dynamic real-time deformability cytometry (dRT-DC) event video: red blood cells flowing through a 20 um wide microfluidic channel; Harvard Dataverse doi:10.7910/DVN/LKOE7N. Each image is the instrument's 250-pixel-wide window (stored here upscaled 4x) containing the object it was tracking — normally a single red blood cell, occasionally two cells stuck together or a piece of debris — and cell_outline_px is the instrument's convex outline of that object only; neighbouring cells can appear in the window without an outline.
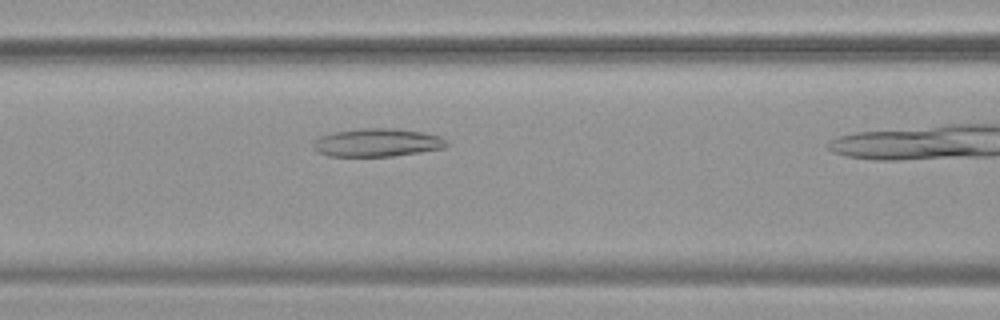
{"species": "common noctule bat (a hibernating species)", "species_latin": "Nyctalus noctula", "temperature_condition": "warm", "stored_images_in_passage": 35, "camera_frame_rate_fps": 3000, "um_per_image_px": 0.085, "animal": {"sex": "female", "body_mass_g": 19.9}, "frame": {"image": 1, "passage_image": 18, "time_ms": 5.667, "image_size_px": [1000, 320], "cell_outline_px": [[452, 144], [444, 148], [420, 152], [392, 156], [328, 156], [312, 148], [312, 140], [320, 136], [336, 132], [360, 128], [396, 128], [420, 132], [440, 136], [448, 140]], "centroid_in_image_um": [32.08, 12.12], "position_along_channel_um": 134.5, "area_um2": 22.02}}
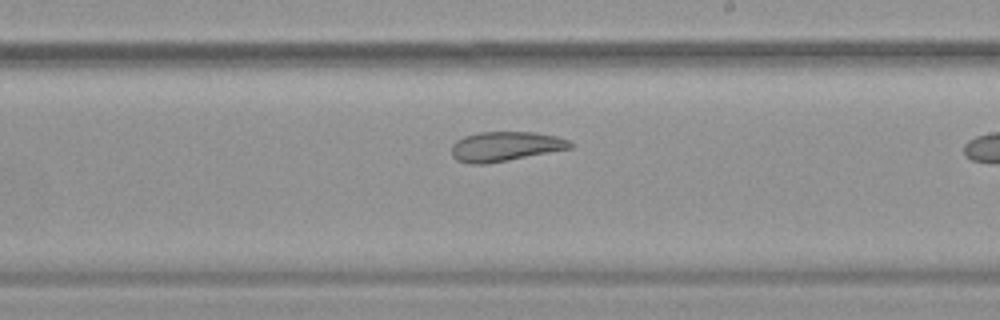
{"frame": {"image": 2, "passage_image": 27, "time_ms": 8.667, "image_size_px": [1000, 320], "cell_outline_px": [[572, 148], [508, 160], [484, 164], [468, 164], [456, 160], [452, 156], [452, 144], [456, 140], [464, 136], [480, 132], [532, 132], [556, 136], [568, 140], [572, 144]], "centroid_in_image_um": [42.91, 12.45], "position_along_channel_um": 246.1, "area_um2": 20.4}}
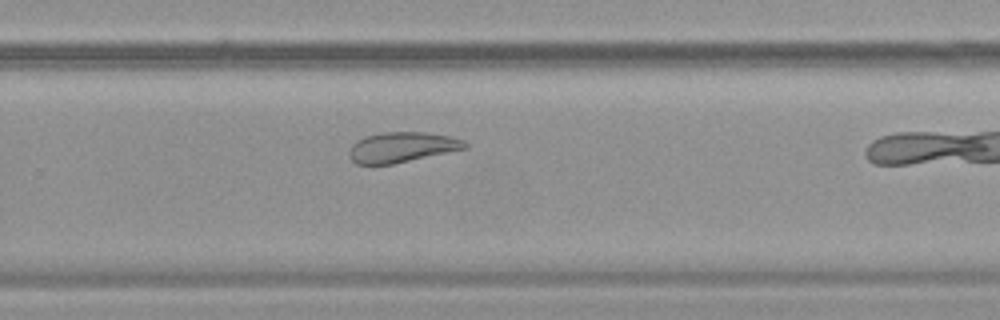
{"frame": {"image": 3, "passage_image": 31, "time_ms": 10.0, "image_size_px": [1000, 320], "cell_outline_px": [[468, 148], [392, 164], [356, 164], [348, 156], [348, 152], [352, 144], [356, 140], [364, 136], [380, 132], [424, 132], [452, 136], [464, 140], [468, 144]], "centroid_in_image_um": [34.15, 12.5], "position_along_channel_um": 295.6, "area_um2": 20.58}}